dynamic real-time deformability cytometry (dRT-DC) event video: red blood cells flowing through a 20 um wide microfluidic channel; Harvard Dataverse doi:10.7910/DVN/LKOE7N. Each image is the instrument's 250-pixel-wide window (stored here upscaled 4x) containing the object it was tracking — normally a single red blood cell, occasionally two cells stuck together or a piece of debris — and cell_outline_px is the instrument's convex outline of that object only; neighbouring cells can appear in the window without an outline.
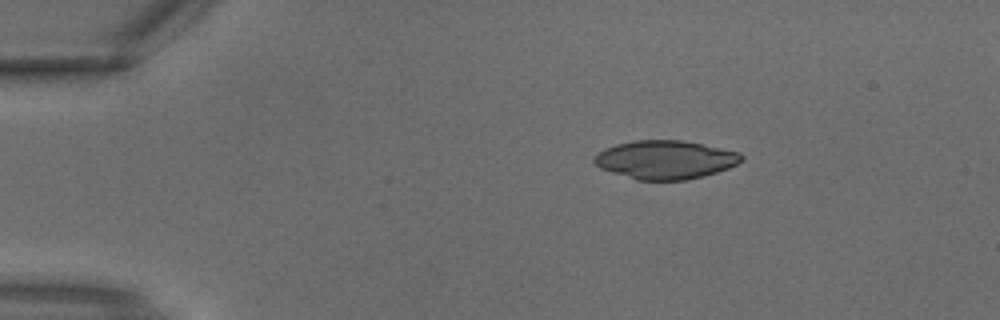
{"species": "common noctule bat (a hibernating species)", "species_latin": "Nyctalus noctula", "temperature_condition": "warm", "stored_images_in_passage": 2, "camera_frame_rate_fps": 3000, "um_per_image_px": 0.085, "animal": {"sex": "male", "body_mass_g": 18.8}, "frame": {"image": 1, "passage_image": 1, "time_ms": 0.0, "image_size_px": [1000, 320], "cell_outline_px": [[744, 160], [728, 168], [704, 176], [688, 180], [636, 180], [600, 168], [592, 160], [604, 148], [616, 144], [636, 140], [680, 140], [740, 152], [744, 156]], "centroid_in_image_um": [56.56, 13.58], "position_along_channel_um": 28.4, "area_um2": 32.95}}